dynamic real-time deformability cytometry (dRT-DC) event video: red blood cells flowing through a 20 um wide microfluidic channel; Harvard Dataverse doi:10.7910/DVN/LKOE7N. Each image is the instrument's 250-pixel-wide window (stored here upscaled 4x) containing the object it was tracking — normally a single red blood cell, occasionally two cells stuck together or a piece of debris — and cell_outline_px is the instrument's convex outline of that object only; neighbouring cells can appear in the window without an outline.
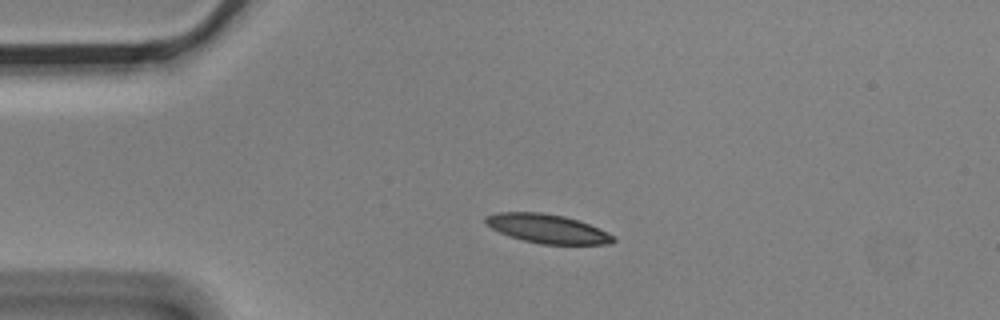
{"species": "Egyptian fruit bat (a non-hibernating species)", "species_latin": "Rousettus aegyptiacus", "temperature_condition": "cold", "stored_images_in_passage": 4, "camera_frame_rate_fps": 3000, "um_per_image_px": 0.085, "animal": {"sex": "male"}, "frame": {"image": 1, "passage_image": 3, "time_ms": 0.667, "image_size_px": [1000, 320], "cell_outline_px": [[616, 240], [612, 244], [540, 244], [508, 236], [484, 224], [484, 216], [500, 212], [540, 212], [564, 216], [588, 224], [616, 236]], "centroid_in_image_um": [46.51, 19.44], "position_along_channel_um": 38.5, "area_um2": 21.5}}